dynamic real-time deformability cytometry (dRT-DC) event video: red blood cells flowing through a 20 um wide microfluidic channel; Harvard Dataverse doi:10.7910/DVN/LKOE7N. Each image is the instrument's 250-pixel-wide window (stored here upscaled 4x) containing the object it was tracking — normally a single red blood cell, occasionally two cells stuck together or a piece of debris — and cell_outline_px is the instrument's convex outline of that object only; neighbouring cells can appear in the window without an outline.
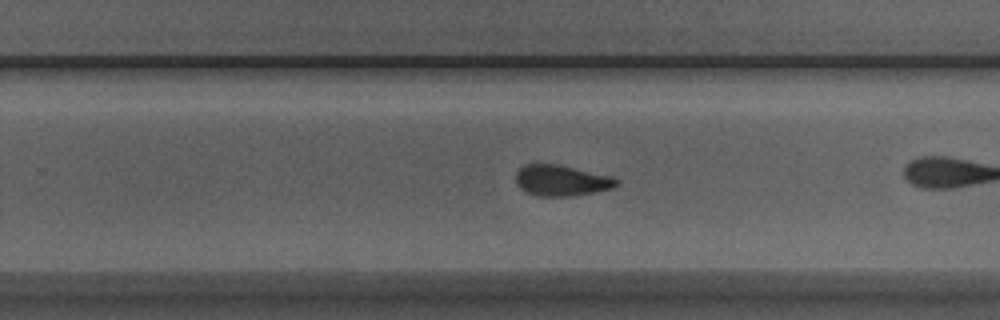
{"species": "Egyptian fruit bat (a non-hibernating species)", "species_latin": "Rousettus aegyptiacus", "temperature_condition": "room temperature", "stored_images_in_passage": 36, "camera_frame_rate_fps": 3000, "um_per_image_px": 0.085, "animal": {"sex": "male"}, "frame": {"image": 1, "passage_image": 16, "time_ms": 5.0, "image_size_px": [1000, 320], "cell_outline_px": [[620, 184], [612, 188], [596, 192], [576, 196], [536, 196], [520, 188], [516, 184], [516, 172], [524, 164], [556, 164], [612, 176], [620, 180]], "centroid_in_image_um": [47.75, 15.35], "position_along_channel_um": 282.1, "area_um2": 18.26}, "authors_computed_cell_mechanics": {"area_um2": 18.496, "velocity_mm_per_s": 3.9347, "shape_relaxation_time_tau1_ms": 3.4107, "shape_relaxation_time_tau2_ms": 1.3502, "deformation_change_tau1": 0.0941, "deformation_change_tau2": 0.0497}}